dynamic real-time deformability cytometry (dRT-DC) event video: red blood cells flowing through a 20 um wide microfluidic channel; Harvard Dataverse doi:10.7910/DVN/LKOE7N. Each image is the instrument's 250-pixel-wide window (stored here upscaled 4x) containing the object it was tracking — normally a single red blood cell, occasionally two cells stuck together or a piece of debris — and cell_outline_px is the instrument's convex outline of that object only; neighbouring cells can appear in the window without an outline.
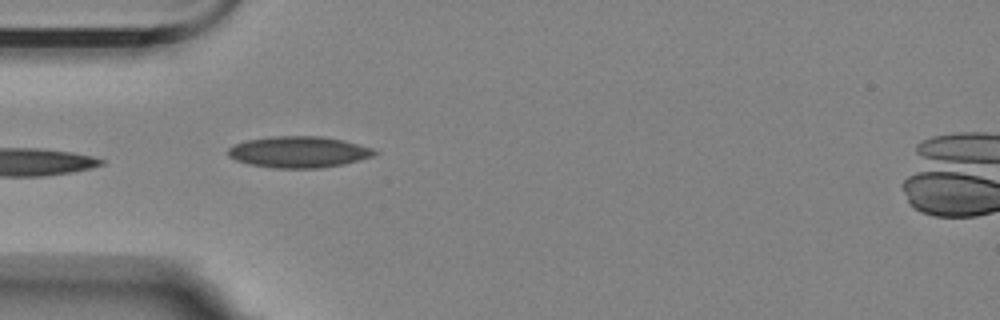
{"species": "Egyptian fruit bat (a non-hibernating species)", "species_latin": "Rousettus aegyptiacus", "temperature_condition": "room temperature", "stored_images_in_passage": 4, "camera_frame_rate_fps": 3000, "um_per_image_px": 0.085, "animal": {"sex": "female"}, "frame": {"image": 1, "passage_image": 4, "time_ms": 4.333, "image_size_px": [1000, 320], "cell_outline_px": [[380, 152], [372, 156], [360, 160], [344, 164], [320, 168], [276, 168], [252, 164], [236, 160], [228, 156], [228, 148], [232, 144], [244, 140], [272, 136], [320, 136], [344, 140], [372, 148]], "centroid_in_image_um": [25.39, 12.91], "position_along_channel_um": 59.6, "area_um2": 26.82}}